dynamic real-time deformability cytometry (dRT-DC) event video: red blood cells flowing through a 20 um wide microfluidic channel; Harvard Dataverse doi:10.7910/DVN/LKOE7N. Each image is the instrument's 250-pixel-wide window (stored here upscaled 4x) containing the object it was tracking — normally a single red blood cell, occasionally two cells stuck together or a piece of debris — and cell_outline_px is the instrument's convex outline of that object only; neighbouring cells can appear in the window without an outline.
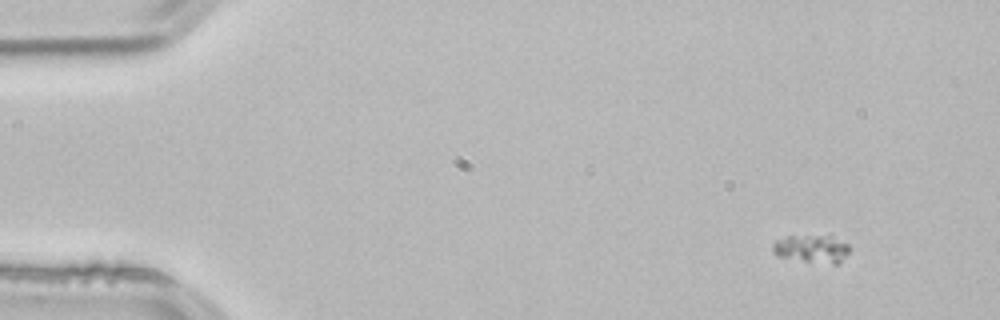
{"species": "common noctule bat (a hibernating species)", "species_latin": "Nyctalus noctula", "temperature_condition": "room temperature", "stored_images_in_passage": 55, "camera_frame_rate_fps": 3000, "um_per_image_px": 0.085, "animal": {"sex": "male", "body_mass_g": 21.5, "forearm_length_mm": 52.0}, "frame": {"image": 1, "passage_image": 5, "time_ms": 1.333, "image_size_px": [1000, 320], "cell_outline_px": [[848, 252], [840, 264], [832, 264], [776, 256], [772, 252], [772, 244], [776, 240], [788, 236], [828, 236], [848, 244]], "centroid_in_image_um": [68.96, 21.15], "position_along_channel_um": 16.0, "area_um2": 12.2}}
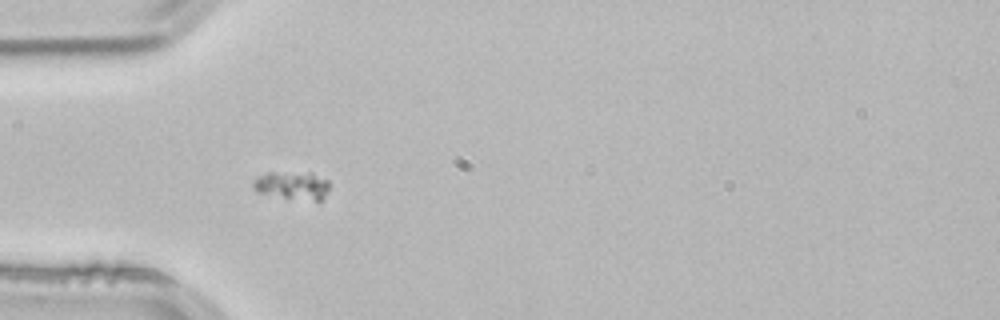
{"frame": {"image": 2, "passage_image": 17, "time_ms": 5.333, "image_size_px": [1000, 320], "cell_outline_px": [[328, 188], [324, 200], [288, 200], [256, 192], [252, 188], [252, 184], [260, 176], [268, 172], [312, 172], [328, 180]], "centroid_in_image_um": [24.85, 15.79], "position_along_channel_um": 60.2, "area_um2": 12.95}}
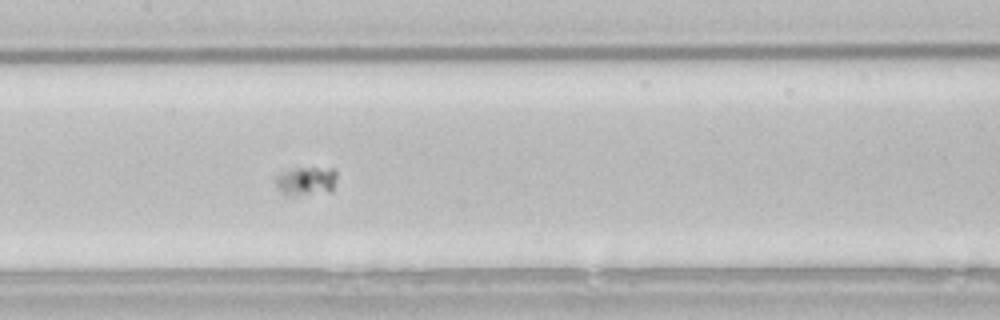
{"frame": {"image": 3, "passage_image": 27, "time_ms": 8.667, "image_size_px": [1000, 320], "cell_outline_px": [[336, 180], [332, 192], [296, 196], [284, 196], [280, 192], [276, 184], [276, 176], [296, 168], [336, 168]], "centroid_in_image_um": [26.06, 15.43], "position_along_channel_um": 181.3, "area_um2": 10.46}}